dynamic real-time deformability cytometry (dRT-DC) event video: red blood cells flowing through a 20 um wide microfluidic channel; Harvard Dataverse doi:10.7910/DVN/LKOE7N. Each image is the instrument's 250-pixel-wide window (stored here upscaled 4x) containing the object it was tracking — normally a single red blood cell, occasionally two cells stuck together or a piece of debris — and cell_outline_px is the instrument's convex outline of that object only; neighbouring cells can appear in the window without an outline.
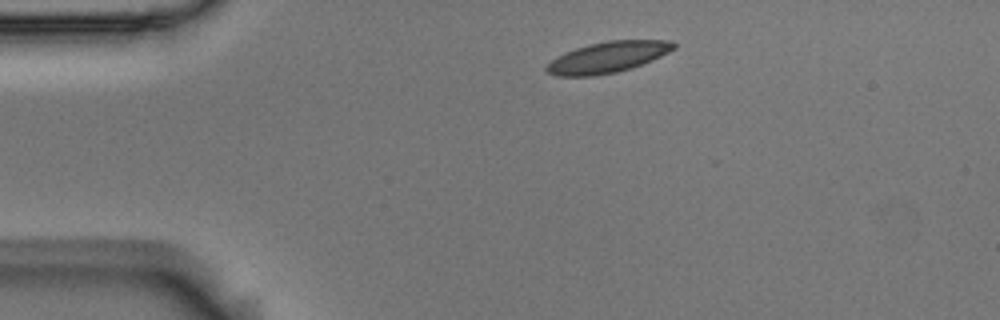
{"species": "Egyptian fruit bat (a non-hibernating species)", "species_latin": "Rousettus aegyptiacus", "temperature_condition": "room temperature", "stored_images_in_passage": 2, "camera_frame_rate_fps": 3000, "um_per_image_px": 0.085, "animal": {"sex": "male"}, "frame": {"image": 1, "passage_image": 1, "time_ms": 0.0, "image_size_px": [1000, 320], "cell_outline_px": [[676, 48], [652, 60], [632, 68], [616, 72], [592, 76], [560, 76], [548, 72], [544, 68], [556, 56], [564, 52], [588, 44], [608, 40], [672, 40], [676, 44]], "centroid_in_image_um": [51.67, 4.85], "position_along_channel_um": 33.3, "area_um2": 22.95}}